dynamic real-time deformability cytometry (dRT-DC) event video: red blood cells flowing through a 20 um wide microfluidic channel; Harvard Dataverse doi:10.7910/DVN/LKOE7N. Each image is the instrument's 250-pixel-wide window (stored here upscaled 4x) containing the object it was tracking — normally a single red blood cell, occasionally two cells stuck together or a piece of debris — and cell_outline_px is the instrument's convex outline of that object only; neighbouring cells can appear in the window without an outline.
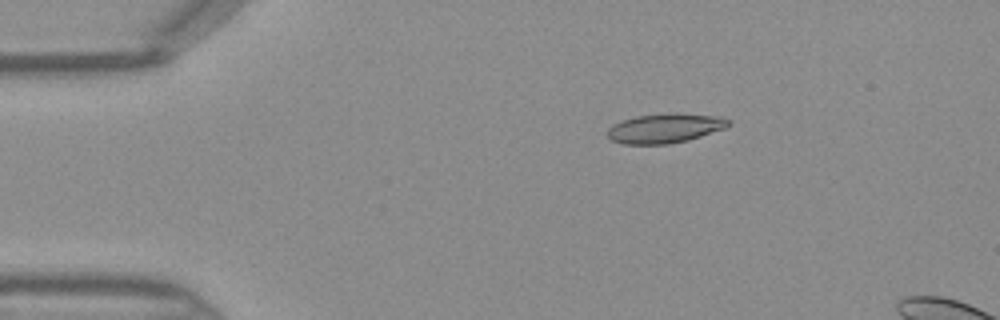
{"species": "Egyptian fruit bat (a non-hibernating species)", "species_latin": "Rousettus aegyptiacus", "temperature_condition": "warm", "stored_images_in_passage": 7, "camera_frame_rate_fps": 3000, "um_per_image_px": 0.085, "frame": {"image": 1, "passage_image": 1, "time_ms": 0.0, "image_size_px": [1000, 320], "cell_outline_px": [[732, 124], [724, 128], [688, 140], [668, 144], [624, 144], [612, 140], [608, 136], [608, 128], [612, 124], [620, 120], [636, 116], [664, 112], [676, 112], [720, 116], [732, 120]], "centroid_in_image_um": [56.53, 10.87], "position_along_channel_um": 28.5, "area_um2": 21.15}}